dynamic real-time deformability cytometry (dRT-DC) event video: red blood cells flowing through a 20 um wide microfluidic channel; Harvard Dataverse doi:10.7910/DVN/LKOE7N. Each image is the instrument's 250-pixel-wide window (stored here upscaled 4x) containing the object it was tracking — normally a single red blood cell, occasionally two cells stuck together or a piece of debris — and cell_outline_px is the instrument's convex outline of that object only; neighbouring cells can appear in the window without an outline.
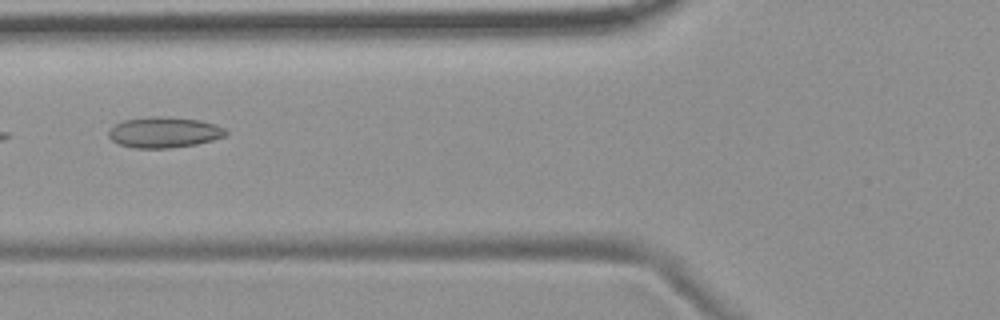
{"species": "common noctule bat (a hibernating species)", "species_latin": "Nyctalus noctula", "temperature_condition": "room temperature", "stored_images_in_passage": 9, "camera_frame_rate_fps": 3000, "um_per_image_px": 0.085, "animal": {"sex": "female", "body_mass_g": 19.9}, "frame": {"image": 1, "passage_image": 6, "time_ms": 6.667, "image_size_px": [1000, 320], "cell_outline_px": [[228, 132], [224, 136], [212, 140], [196, 144], [168, 148], [136, 148], [120, 144], [112, 140], [108, 136], [108, 132], [116, 124], [124, 120], [148, 116], [168, 116], [200, 120], [216, 124], [224, 128]], "centroid_in_image_um": [13.96, 11.23], "position_along_channel_um": 111.8, "area_um2": 20.98}}
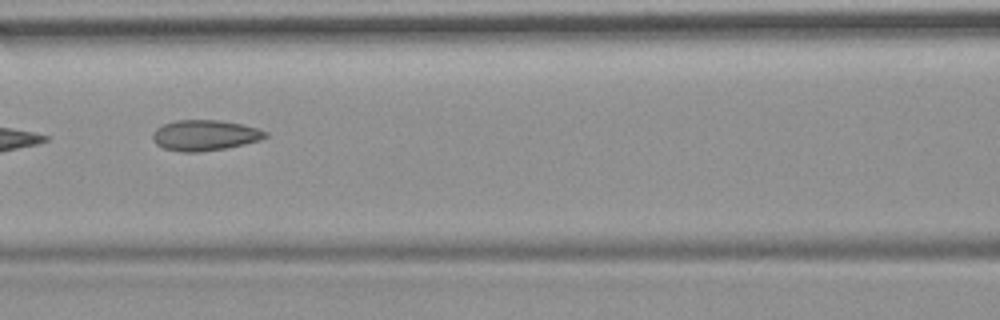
{"frame": {"image": 2, "passage_image": 7, "time_ms": 7.667, "image_size_px": [1000, 320], "cell_outline_px": [[268, 136], [260, 140], [228, 148], [200, 152], [180, 152], [164, 148], [156, 144], [152, 140], [152, 132], [156, 128], [164, 124], [176, 120], [220, 120], [244, 124], [268, 132]], "centroid_in_image_um": [17.4, 11.5], "position_along_channel_um": 149.2, "area_um2": 20.35}}
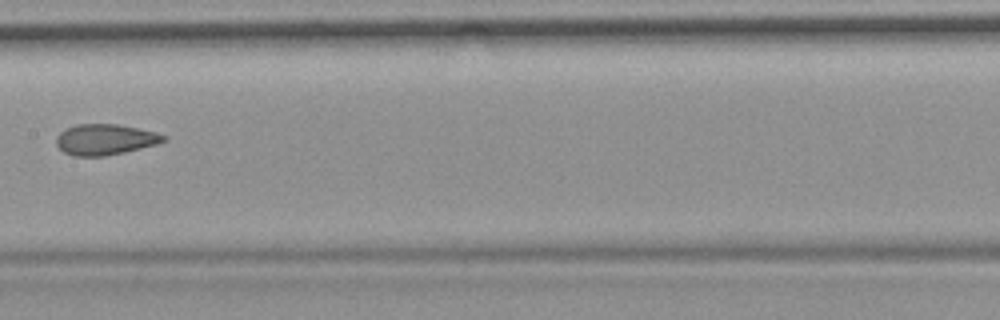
{"frame": {"image": 3, "passage_image": 8, "time_ms": 9.0, "image_size_px": [1000, 320], "cell_outline_px": [[168, 140], [156, 144], [124, 152], [104, 156], [72, 156], [64, 152], [56, 144], [56, 136], [64, 128], [76, 124], [116, 124], [156, 132], [168, 136]], "centroid_in_image_um": [8.92, 11.85], "position_along_channel_um": 198.5, "area_um2": 19.31}}